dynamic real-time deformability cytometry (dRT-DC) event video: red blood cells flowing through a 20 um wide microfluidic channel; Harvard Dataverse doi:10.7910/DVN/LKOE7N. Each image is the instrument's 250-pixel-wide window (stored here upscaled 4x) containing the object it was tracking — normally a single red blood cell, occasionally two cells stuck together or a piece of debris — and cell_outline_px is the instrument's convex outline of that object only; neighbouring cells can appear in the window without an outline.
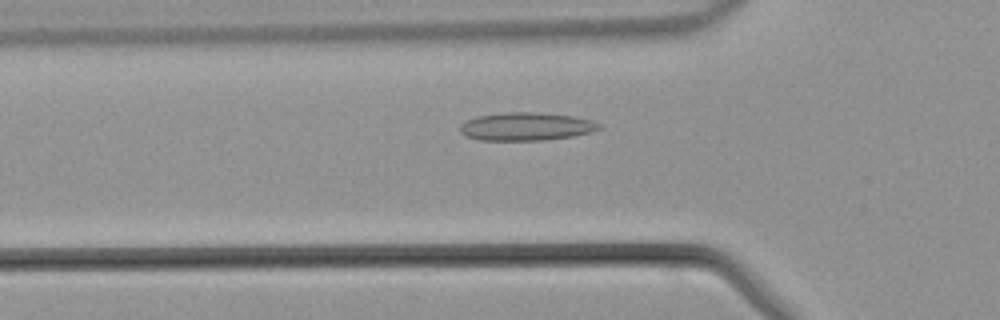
{"species": "common noctule bat (a hibernating species)", "species_latin": "Nyctalus noctula", "temperature_condition": "warm", "stored_images_in_passage": 28, "camera_frame_rate_fps": 3000, "um_per_image_px": 0.085, "animal": {"sex": "male", "body_mass_g": 21.5, "forearm_length_mm": 52.0}, "frame": {"image": 1, "passage_image": 3, "time_ms": 0.667, "image_size_px": [1000, 320], "cell_outline_px": [[600, 128], [592, 132], [572, 136], [544, 140], [480, 140], [464, 136], [460, 132], [460, 124], [476, 116], [504, 112], [540, 112], [572, 116], [592, 120], [600, 124]], "centroid_in_image_um": [44.7, 10.75], "position_along_channel_um": 81.1, "area_um2": 22.83}}
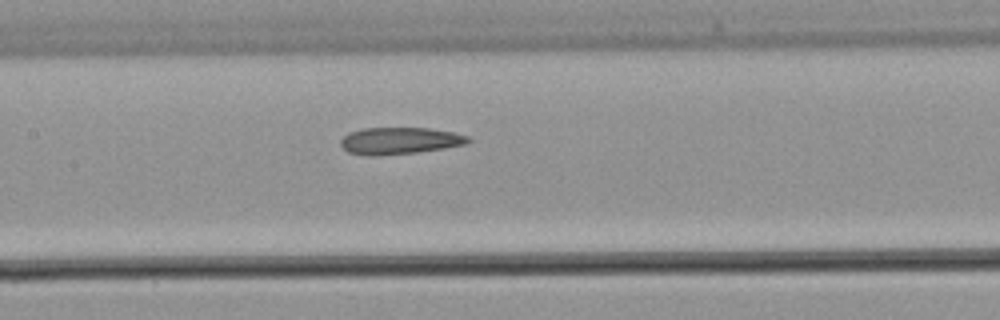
{"frame": {"image": 2, "passage_image": 9, "time_ms": 2.667, "image_size_px": [1000, 320], "cell_outline_px": [[472, 140], [464, 144], [444, 148], [416, 152], [372, 156], [348, 152], [340, 144], [340, 140], [348, 132], [364, 128], [428, 128], [452, 132], [468, 136]], "centroid_in_image_um": [33.95, 11.96], "position_along_channel_um": 173.5, "area_um2": 19.77}}
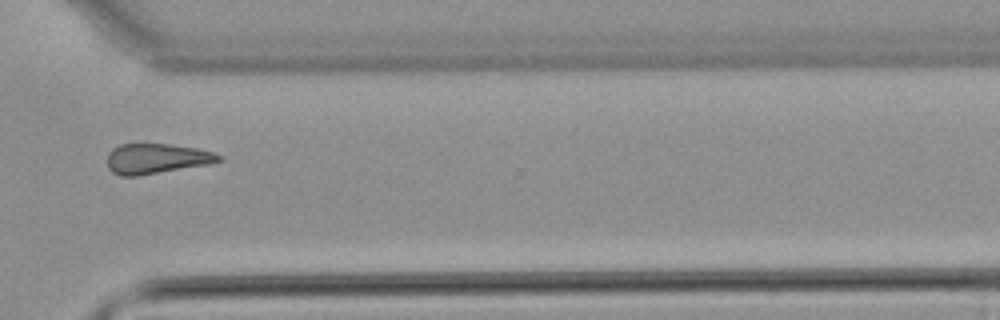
{"frame": {"image": 3, "passage_image": 21, "time_ms": 6.667, "image_size_px": [1000, 320], "cell_outline_px": [[224, 160], [208, 164], [136, 176], [120, 176], [112, 172], [108, 168], [108, 152], [112, 148], [120, 144], [168, 144], [196, 148], [212, 152], [224, 156]], "centroid_in_image_um": [13.3, 13.48], "position_along_channel_um": 357.3, "area_um2": 19.54}}